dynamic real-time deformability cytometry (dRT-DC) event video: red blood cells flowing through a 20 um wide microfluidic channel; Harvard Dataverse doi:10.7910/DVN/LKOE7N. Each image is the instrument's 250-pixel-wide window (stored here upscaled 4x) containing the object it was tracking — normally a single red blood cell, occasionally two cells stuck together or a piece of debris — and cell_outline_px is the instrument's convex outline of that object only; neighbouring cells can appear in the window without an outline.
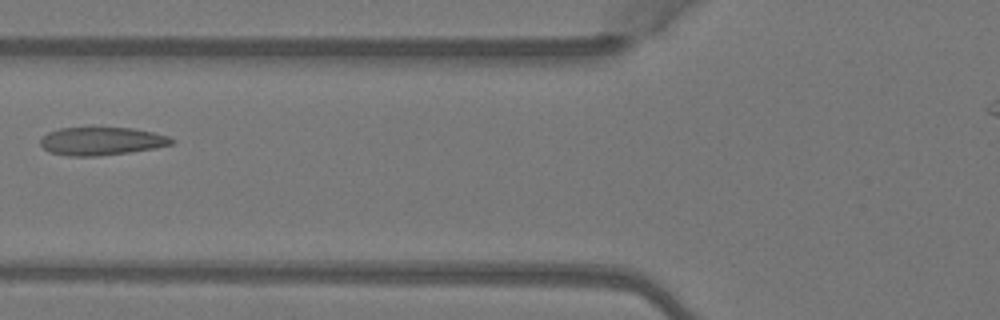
{"species": "Egyptian fruit bat (a non-hibernating species)", "species_latin": "Rousettus aegyptiacus", "temperature_condition": "warm", "stored_images_in_passage": 6, "camera_frame_rate_fps": 3000, "um_per_image_px": 0.085, "animal": {"sex": "female"}, "frame": {"image": 1, "passage_image": 6, "time_ms": 1.667, "image_size_px": [1000, 320], "cell_outline_px": [[176, 140], [172, 144], [156, 148], [128, 152], [96, 156], [68, 156], [52, 152], [44, 148], [40, 144], [40, 140], [48, 132], [60, 128], [132, 128], [152, 132], [168, 136]], "centroid_in_image_um": [8.65, 12.0], "position_along_channel_um": 117.2, "area_um2": 21.21}}